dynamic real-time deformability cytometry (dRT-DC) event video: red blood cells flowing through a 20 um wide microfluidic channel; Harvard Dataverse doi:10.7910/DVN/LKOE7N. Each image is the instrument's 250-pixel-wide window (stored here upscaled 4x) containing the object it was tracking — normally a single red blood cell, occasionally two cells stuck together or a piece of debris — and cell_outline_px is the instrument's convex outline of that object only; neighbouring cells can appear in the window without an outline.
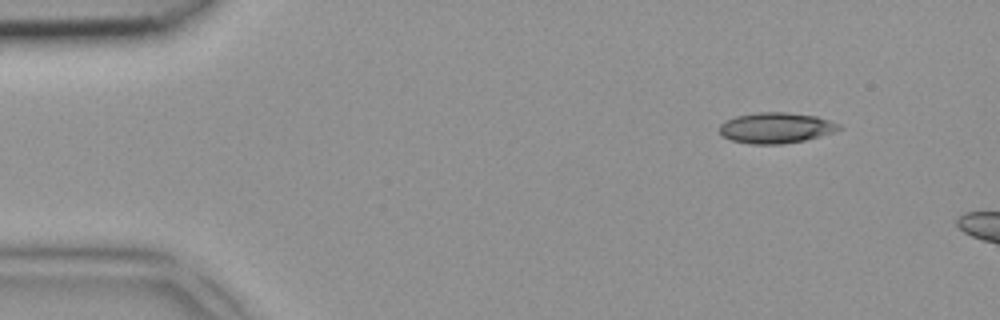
{"species": "common noctule bat (a hibernating species)", "species_latin": "Nyctalus noctula", "temperature_condition": "room temperature", "stored_images_in_passage": 3, "camera_frame_rate_fps": 3000, "um_per_image_px": 0.085, "animal": {"sex": "female", "body_mass_g": 18.4}, "frame": {"image": 1, "passage_image": 1, "time_ms": 0.0, "image_size_px": [1000, 320], "cell_outline_px": [[840, 128], [832, 132], [820, 136], [804, 140], [780, 144], [752, 144], [732, 140], [720, 136], [720, 124], [724, 120], [736, 116], [756, 112], [784, 112], [816, 116], [840, 124]], "centroid_in_image_um": [65.9, 10.86], "position_along_channel_um": 19.1, "area_um2": 21.27}}